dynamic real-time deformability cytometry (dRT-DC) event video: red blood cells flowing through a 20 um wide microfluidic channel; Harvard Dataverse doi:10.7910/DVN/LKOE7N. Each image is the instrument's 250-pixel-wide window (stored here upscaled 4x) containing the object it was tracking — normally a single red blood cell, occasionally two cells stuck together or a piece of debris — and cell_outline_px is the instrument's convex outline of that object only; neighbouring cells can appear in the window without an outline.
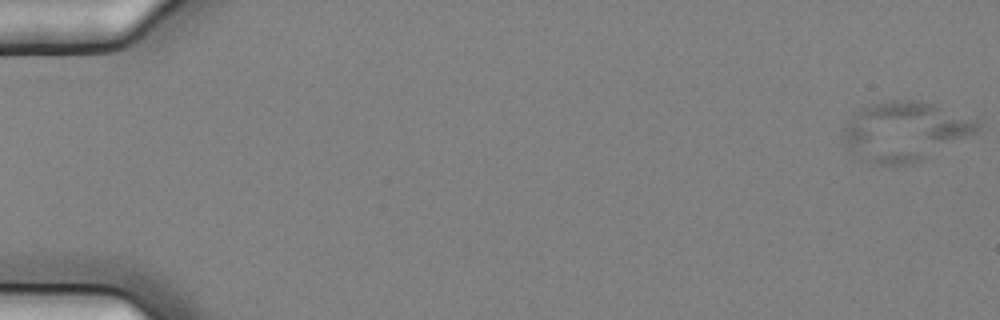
{"species": "common noctule bat (a hibernating species)", "species_latin": "Nyctalus noctula", "temperature_condition": "cold", "stored_images_in_passage": 35, "camera_frame_rate_fps": 3000, "um_per_image_px": 0.085, "animal": {"sex": "female", "body_mass_g": 25.1}, "frame": {"image": 1, "passage_image": 4, "time_ms": 1.0, "image_size_px": [1000, 320], "cell_outline_px": [[984, 128], [980, 136], [920, 160], [908, 164], [876, 164], [860, 160], [848, 148], [840, 132], [860, 108], [868, 104], [896, 100], [912, 100], [932, 104], [980, 120]], "centroid_in_image_um": [77.04, 11.18], "position_along_channel_um": 8.0, "area_um2": 47.28}}
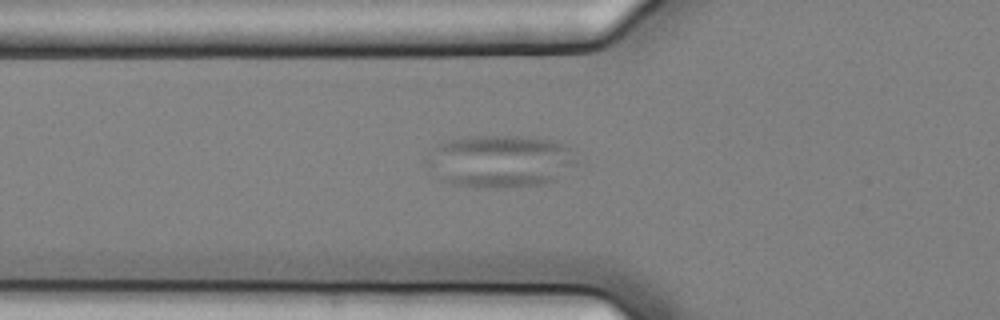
{"frame": {"image": 2, "passage_image": 24, "time_ms": 7.667, "image_size_px": [1000, 320], "cell_outline_px": [[576, 164], [556, 180], [544, 184], [504, 188], [496, 188], [452, 184], [428, 176], [424, 160], [436, 144], [464, 136], [528, 136], [552, 140], [564, 144], [572, 148], [576, 160]], "centroid_in_image_um": [42.44, 13.7], "position_along_channel_um": 83.4, "area_um2": 46.93}}
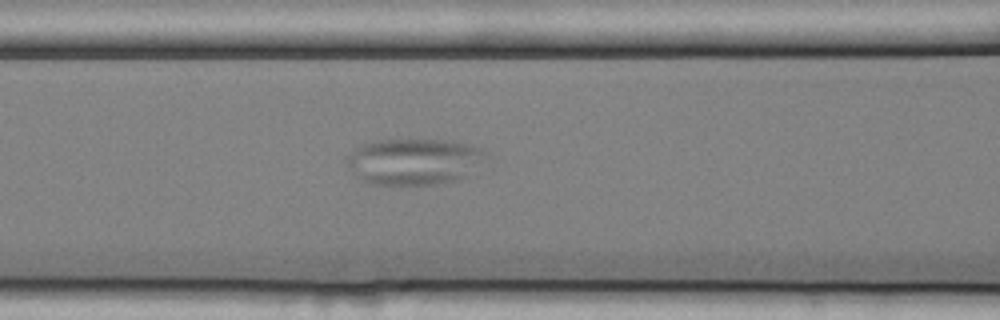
{"frame": {"image": 3, "passage_image": 28, "time_ms": 9.0, "image_size_px": [1000, 320], "cell_outline_px": [[488, 156], [460, 180], [436, 184], [368, 184], [360, 180], [348, 168], [344, 160], [360, 144], [380, 140], [448, 140], [480, 148]], "centroid_in_image_um": [35.13, 13.74], "position_along_channel_um": 131.5, "area_um2": 37.34}}